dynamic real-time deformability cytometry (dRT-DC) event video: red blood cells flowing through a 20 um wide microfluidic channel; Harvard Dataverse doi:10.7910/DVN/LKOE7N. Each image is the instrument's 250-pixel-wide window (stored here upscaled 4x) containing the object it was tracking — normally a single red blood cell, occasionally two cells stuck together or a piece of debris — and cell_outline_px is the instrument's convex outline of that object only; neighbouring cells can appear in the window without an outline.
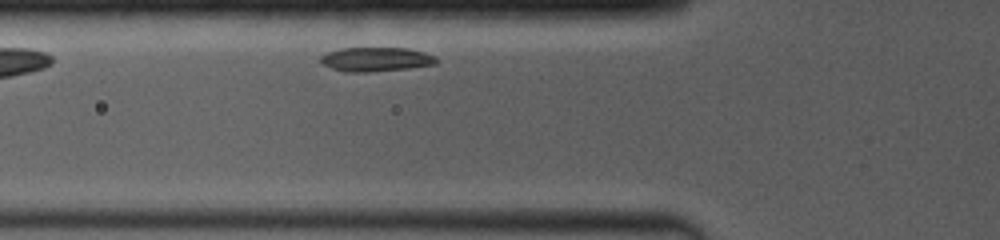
{"species": "common noctule bat (a hibernating species)", "species_latin": "Nyctalus noctula", "temperature_condition": "room temperature", "stored_images_in_passage": 24, "camera_frame_rate_fps": 4000, "um_per_image_px": 0.085, "animal": {"sex": "female", "body_mass_g": 19.0, "forearm_length_mm": 53.3}, "frame": {"image": 1, "passage_image": 4, "time_ms": 0.5, "image_size_px": [1000, 240], "cell_outline_px": [[440, 60], [436, 64], [408, 68], [368, 72], [344, 72], [332, 68], [324, 64], [320, 60], [320, 56], [328, 52], [344, 48], [404, 48], [424, 52]], "centroid_in_image_um": [31.96, 5.05], "position_along_channel_um": 93.8, "area_um2": 16.13}}
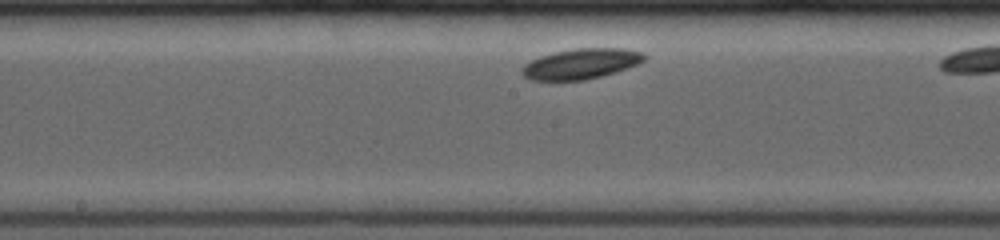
{"frame": {"image": 2, "passage_image": 14, "time_ms": 2.5, "image_size_px": [1000, 240], "cell_outline_px": [[648, 56], [644, 60], [636, 64], [600, 76], [584, 80], [532, 80], [524, 76], [520, 72], [520, 68], [524, 64], [540, 56], [556, 52], [576, 48], [624, 48], [640, 52]], "centroid_in_image_um": [49.34, 5.41], "position_along_channel_um": 198.9, "area_um2": 21.33}}
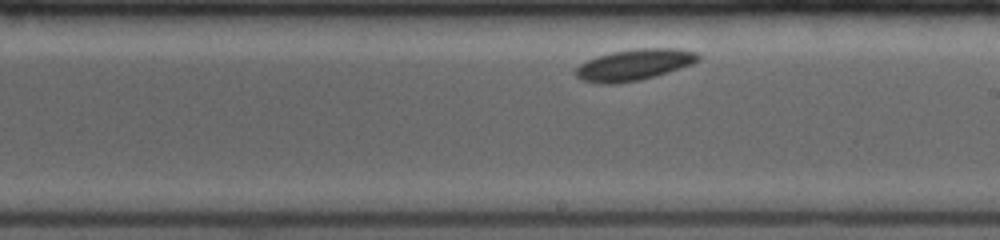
{"frame": {"image": 3, "passage_image": 19, "time_ms": 3.5, "image_size_px": [1000, 240], "cell_outline_px": [[700, 60], [692, 64], [656, 76], [640, 80], [616, 84], [600, 84], [580, 80], [576, 76], [576, 68], [580, 64], [588, 60], [612, 52], [636, 48], [672, 48], [696, 52], [700, 56]], "centroid_in_image_um": [53.9, 5.52], "position_along_channel_um": 235.1, "area_um2": 22.25}}